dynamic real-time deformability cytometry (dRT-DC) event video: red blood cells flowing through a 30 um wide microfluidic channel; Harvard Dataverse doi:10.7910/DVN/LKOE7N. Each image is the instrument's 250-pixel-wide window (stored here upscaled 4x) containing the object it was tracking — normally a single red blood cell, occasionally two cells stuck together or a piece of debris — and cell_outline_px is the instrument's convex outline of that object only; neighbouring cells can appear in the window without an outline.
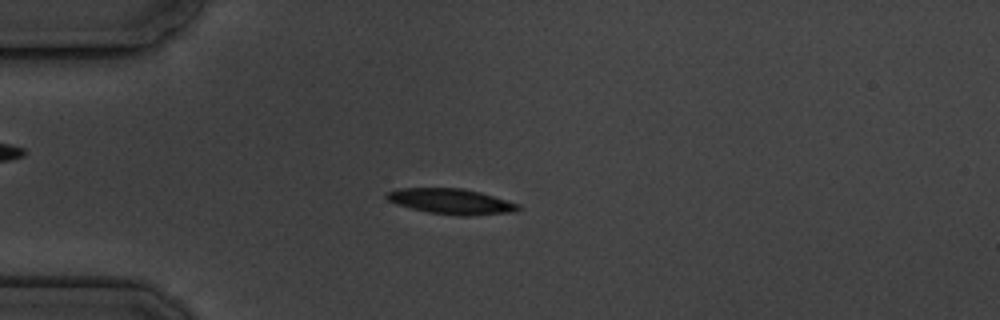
{"species": "common noctule bat (a hibernating species)", "species_latin": "Nyctalus noctula", "temperature_condition": "cold", "stored_images_in_passage": 6, "camera_frame_rate_fps": 3000, "um_per_image_px": 0.085, "animal": {"sex": "male", "body_mass_g": 19.5, "forearm_length_mm": 54.6}, "frame": {"image": 1, "passage_image": 5, "time_ms": 4.333, "image_size_px": [1000, 320], "cell_outline_px": [[524, 208], [516, 212], [472, 216], [460, 216], [428, 212], [396, 204], [388, 200], [384, 196], [388, 192], [396, 188], [464, 188], [480, 192], [520, 204]], "centroid_in_image_um": [38.4, 17.12], "position_along_channel_um": 46.6, "area_um2": 19.77}}